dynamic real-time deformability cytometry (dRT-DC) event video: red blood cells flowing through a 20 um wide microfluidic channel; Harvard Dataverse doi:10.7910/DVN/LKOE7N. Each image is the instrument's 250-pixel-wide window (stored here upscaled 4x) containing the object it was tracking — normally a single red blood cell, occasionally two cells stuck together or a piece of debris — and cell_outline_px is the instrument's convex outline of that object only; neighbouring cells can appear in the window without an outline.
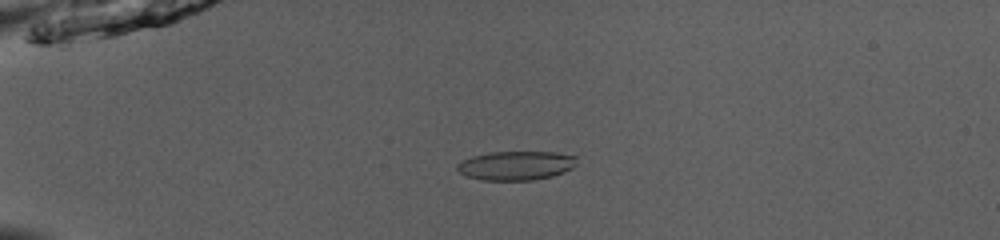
{"species": "common noctule bat (a hibernating species)", "species_latin": "Nyctalus noctula", "temperature_condition": "room temperature", "stored_images_in_passage": 43, "camera_frame_rate_fps": 3000, "um_per_image_px": 0.085, "animal": {"sex": "male", "body_mass_g": 13.0, "forearm_length_mm": 53.1}, "frame": {"image": 1, "passage_image": 5, "time_ms": 1.333, "image_size_px": [1000, 240], "cell_outline_px": [[576, 164], [572, 168], [564, 172], [552, 176], [532, 180], [480, 180], [468, 176], [460, 172], [456, 168], [456, 164], [472, 156], [492, 152], [556, 152], [576, 156]], "centroid_in_image_um": [43.87, 14.07], "position_along_channel_um": 41.1, "area_um2": 20.17}}
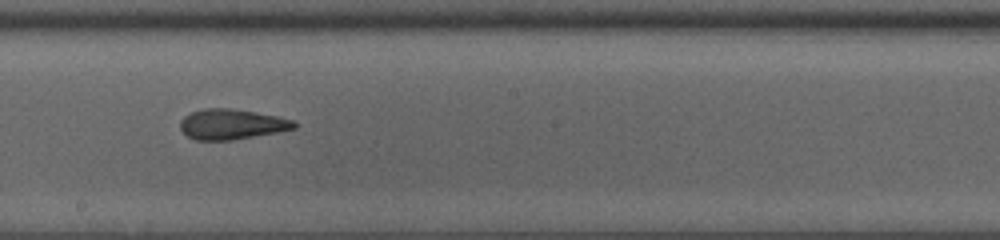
{"frame": {"image": 2, "passage_image": 22, "time_ms": 7.0, "image_size_px": [1000, 240], "cell_outline_px": [[296, 128], [276, 132], [232, 140], [196, 140], [188, 136], [180, 128], [180, 120], [184, 116], [192, 112], [204, 108], [228, 108], [276, 116], [292, 120], [296, 124]], "centroid_in_image_um": [19.65, 10.56], "position_along_channel_um": 228.6, "area_um2": 19.77}}
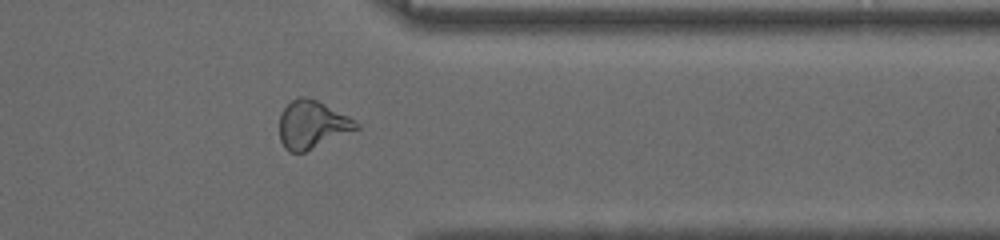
{"frame": {"image": 3, "passage_image": 34, "time_ms": 11.0, "image_size_px": [1000, 240], "cell_outline_px": [[360, 128], [304, 152], [288, 152], [284, 148], [280, 140], [280, 116], [284, 108], [292, 100], [300, 96], [304, 96], [316, 100], [356, 120], [360, 124]], "centroid_in_image_um": [26.53, 10.6], "position_along_channel_um": 384.9, "area_um2": 21.21}, "authors_computed_cell_mechanics": {"area_um2": 20.6346, "velocity_mm_per_s": 3.9837, "shape_relaxation_time_tau1_ms": 8.4475, "shape_relaxation_time_tau2_ms": 1.6577, "deformation_change_tau1": 0.2091, "deformation_change_tau2": 0.0966}}